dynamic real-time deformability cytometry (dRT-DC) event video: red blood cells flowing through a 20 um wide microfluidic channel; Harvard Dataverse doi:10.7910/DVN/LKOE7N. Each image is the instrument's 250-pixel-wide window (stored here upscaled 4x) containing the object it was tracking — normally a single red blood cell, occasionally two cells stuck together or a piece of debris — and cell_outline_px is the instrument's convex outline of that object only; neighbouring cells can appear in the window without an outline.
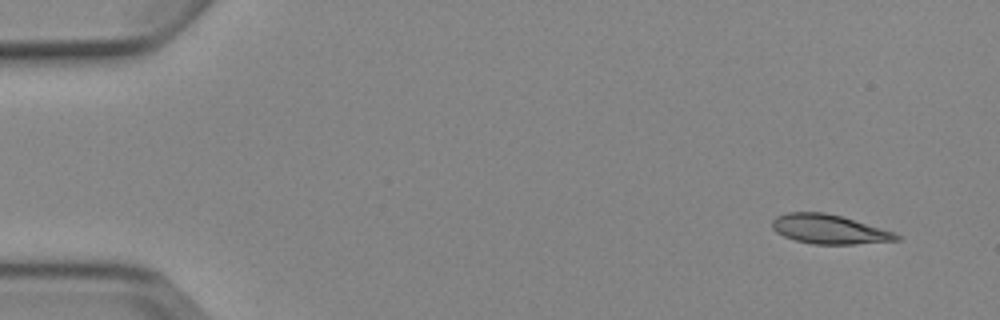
{"species": "Egyptian fruit bat (a non-hibernating species)", "species_latin": "Rousettus aegyptiacus", "temperature_condition": "cold", "stored_images_in_passage": 6, "camera_frame_rate_fps": 3000, "um_per_image_px": 0.085, "animal": {"sex": "female"}, "frame": {"image": 1, "passage_image": 1, "time_ms": 0.0, "image_size_px": [1000, 320], "cell_outline_px": [[900, 240], [856, 244], [812, 244], [796, 240], [784, 236], [776, 232], [772, 228], [772, 220], [776, 216], [788, 212], [824, 212], [840, 216], [896, 232], [900, 236]], "centroid_in_image_um": [70.47, 19.49], "position_along_channel_um": 14.5, "area_um2": 21.15}}
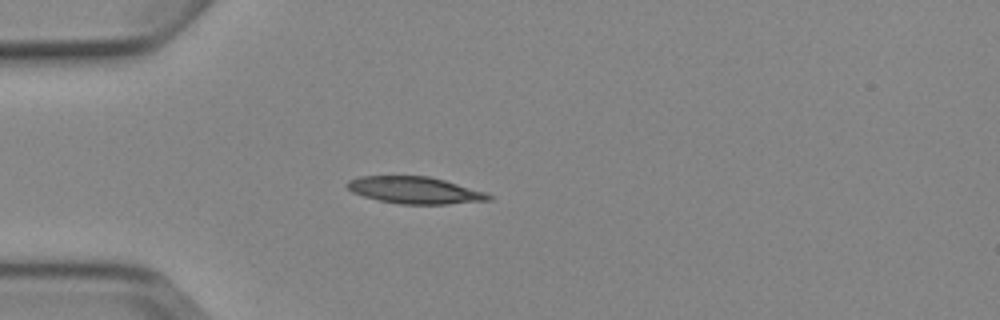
{"frame": {"image": 2, "passage_image": 4, "time_ms": 3.667, "image_size_px": [1000, 320], "cell_outline_px": [[492, 200], [444, 204], [400, 204], [380, 200], [364, 196], [352, 192], [344, 184], [348, 180], [360, 176], [428, 176], [444, 180], [484, 192], [492, 196]], "centroid_in_image_um": [35.22, 16.16], "position_along_channel_um": 49.8, "area_um2": 21.96}}
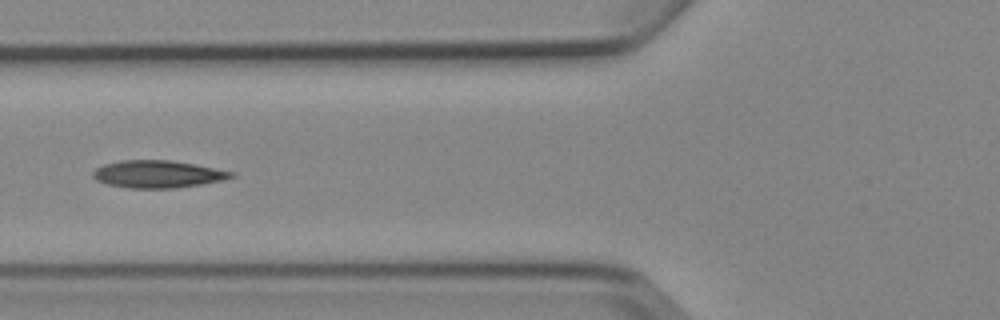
{"frame": {"image": 3, "passage_image": 6, "time_ms": 5.667, "image_size_px": [1000, 320], "cell_outline_px": [[236, 176], [224, 180], [200, 184], [172, 188], [128, 188], [108, 184], [96, 180], [92, 176], [92, 172], [96, 168], [104, 164], [120, 160], [172, 160], [196, 164], [236, 172]], "centroid_in_image_um": [13.43, 14.79], "position_along_channel_um": 112.4, "area_um2": 22.2}}